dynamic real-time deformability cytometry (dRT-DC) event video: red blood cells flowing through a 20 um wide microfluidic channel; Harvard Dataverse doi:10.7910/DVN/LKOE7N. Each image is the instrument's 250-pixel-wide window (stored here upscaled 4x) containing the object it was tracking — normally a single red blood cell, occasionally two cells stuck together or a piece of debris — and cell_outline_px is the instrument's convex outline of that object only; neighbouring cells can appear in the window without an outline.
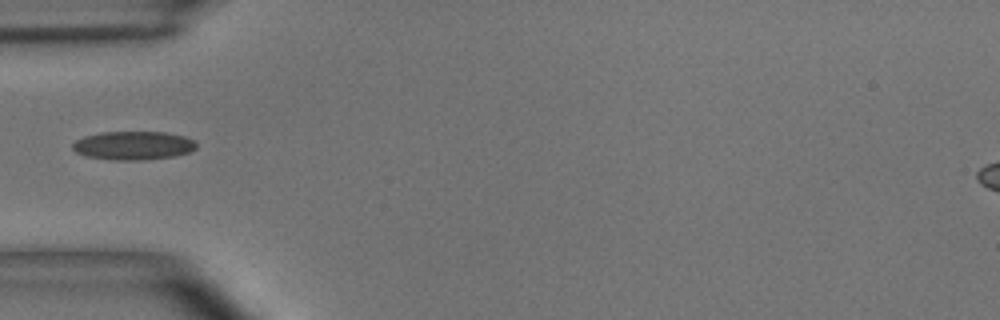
{"species": "common noctule bat (a hibernating species)", "species_latin": "Nyctalus noctula", "temperature_condition": "room temperature", "stored_images_in_passage": 38, "camera_frame_rate_fps": 3000, "um_per_image_px": 0.085, "animal": {"sex": "male", "body_mass_g": 15.6}, "frame": {"image": 1, "passage_image": 1, "time_ms": 0.0, "image_size_px": [1000, 320], "cell_outline_px": [[196, 148], [188, 152], [176, 156], [144, 160], [112, 160], [88, 156], [76, 152], [72, 148], [72, 144], [76, 140], [84, 136], [100, 132], [164, 132], [184, 136], [196, 140]], "centroid_in_image_um": [11.35, 12.37], "position_along_channel_um": 73.7, "area_um2": 20.69}}
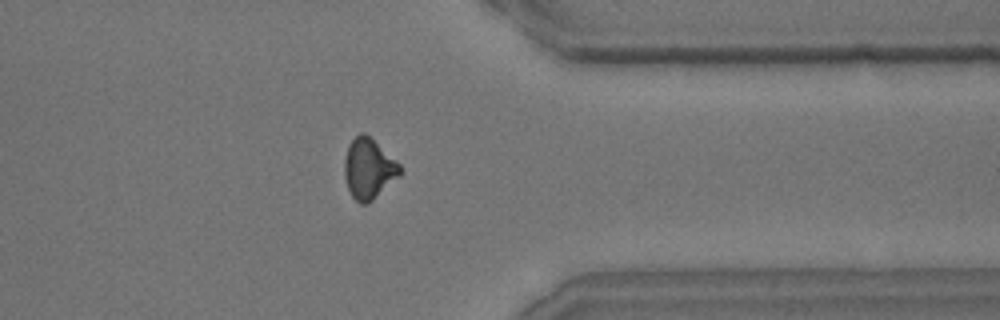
{"frame": {"image": 2, "passage_image": 27, "time_ms": 8.667, "image_size_px": [1000, 320], "cell_outline_px": [[404, 172], [400, 176], [368, 204], [360, 204], [352, 196], [348, 188], [344, 176], [344, 160], [348, 144], [360, 132], [364, 132], [396, 160], [400, 164]], "centroid_in_image_um": [31.35, 14.35], "position_along_channel_um": 380.1, "area_um2": 19.65}}
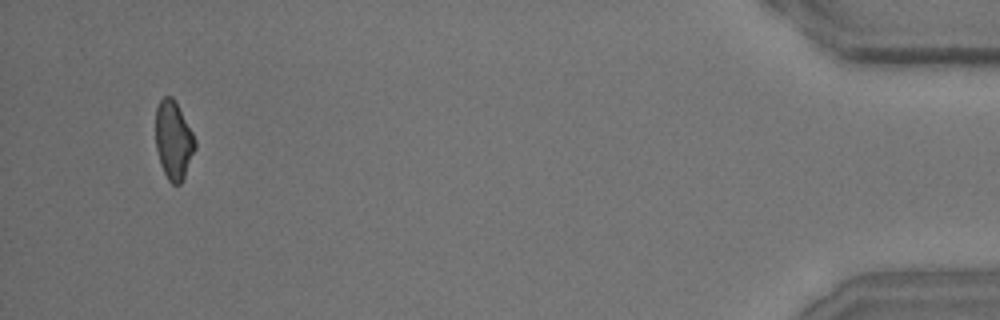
{"frame": {"image": 3, "passage_image": 36, "time_ms": 11.667, "image_size_px": [1000, 320], "cell_outline_px": [[196, 148], [184, 176], [180, 184], [172, 184], [168, 180], [160, 164], [156, 148], [156, 108], [160, 100], [164, 96], [172, 96], [192, 132], [196, 140]], "centroid_in_image_um": [14.74, 11.93], "position_along_channel_um": 420.5, "area_um2": 17.8}}